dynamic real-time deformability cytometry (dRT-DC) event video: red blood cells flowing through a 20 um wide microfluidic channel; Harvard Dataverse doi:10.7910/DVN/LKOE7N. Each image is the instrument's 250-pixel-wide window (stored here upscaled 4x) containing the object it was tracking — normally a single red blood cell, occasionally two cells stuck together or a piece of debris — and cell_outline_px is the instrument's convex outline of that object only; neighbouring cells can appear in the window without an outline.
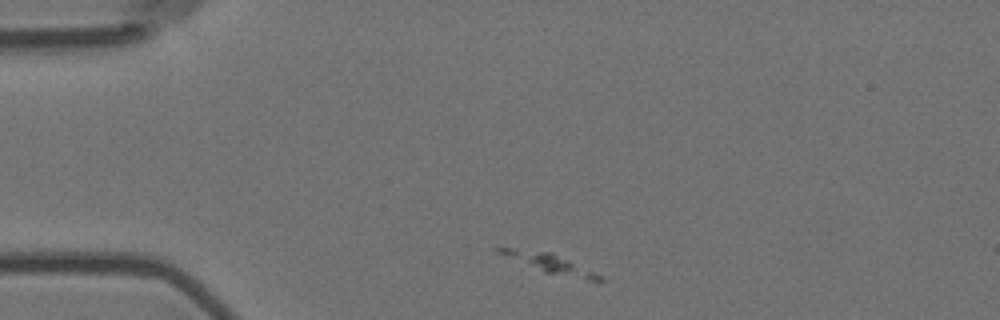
{"species": "Egyptian fruit bat (a non-hibernating species)", "species_latin": "Rousettus aegyptiacus", "temperature_condition": "room temperature", "stored_images_in_passage": 2, "camera_frame_rate_fps": 3000, "um_per_image_px": 0.085, "animal": {"sex": "female"}, "frame": {"image": 1, "passage_image": 1, "time_ms": 0.0, "image_size_px": [1000, 320], "cell_outline_px": [[604, 280], [588, 280], [544, 272], [500, 252], [496, 248], [508, 248], [552, 252], [604, 276]], "centroid_in_image_um": [46.9, 22.41], "position_along_channel_um": 38.1, "area_um2": 10.46}}